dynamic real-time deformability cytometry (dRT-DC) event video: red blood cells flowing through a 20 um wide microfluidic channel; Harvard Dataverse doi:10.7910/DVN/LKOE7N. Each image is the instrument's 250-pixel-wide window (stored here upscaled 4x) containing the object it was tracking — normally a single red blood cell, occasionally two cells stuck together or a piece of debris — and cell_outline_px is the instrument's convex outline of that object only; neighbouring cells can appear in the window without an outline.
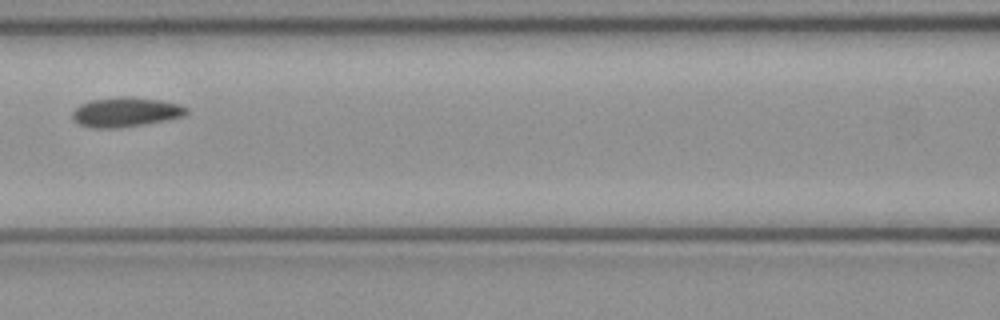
{"species": "common noctule bat (a hibernating species)", "species_latin": "Nyctalus noctula", "temperature_condition": "cold", "stored_images_in_passage": 7, "camera_frame_rate_fps": 3000, "um_per_image_px": 0.085, "animal": {"sex": "female", "body_mass_g": 21.9}, "frame": {"image": 1, "passage_image": 5, "time_ms": 1.333, "image_size_px": [1000, 320], "cell_outline_px": [[188, 112], [180, 116], [164, 120], [144, 124], [120, 128], [92, 128], [80, 124], [72, 120], [72, 112], [80, 104], [92, 100], [124, 96], [132, 96], [160, 100], [180, 104], [188, 108]], "centroid_in_image_um": [10.65, 9.52], "position_along_channel_um": 155.9, "area_um2": 19.59}}
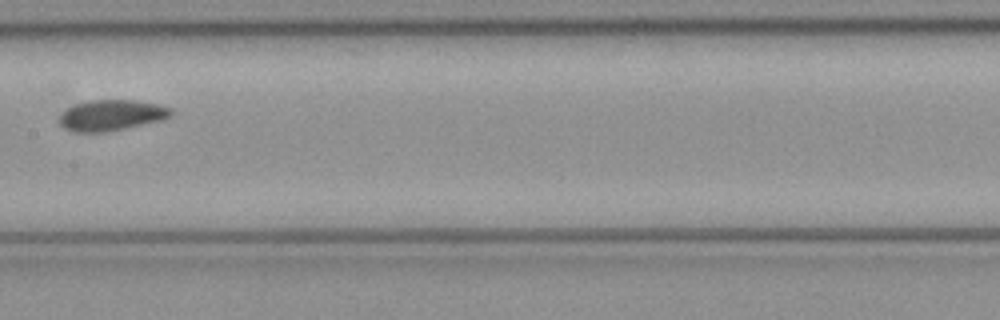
{"frame": {"image": 2, "passage_image": 7, "time_ms": 2.0, "image_size_px": [1000, 320], "cell_outline_px": [[172, 116], [164, 120], [108, 132], [76, 132], [64, 128], [56, 120], [68, 108], [76, 104], [88, 100], [136, 100], [156, 104], [172, 108]], "centroid_in_image_um": [9.49, 9.8], "position_along_channel_um": 197.9, "area_um2": 20.23}}